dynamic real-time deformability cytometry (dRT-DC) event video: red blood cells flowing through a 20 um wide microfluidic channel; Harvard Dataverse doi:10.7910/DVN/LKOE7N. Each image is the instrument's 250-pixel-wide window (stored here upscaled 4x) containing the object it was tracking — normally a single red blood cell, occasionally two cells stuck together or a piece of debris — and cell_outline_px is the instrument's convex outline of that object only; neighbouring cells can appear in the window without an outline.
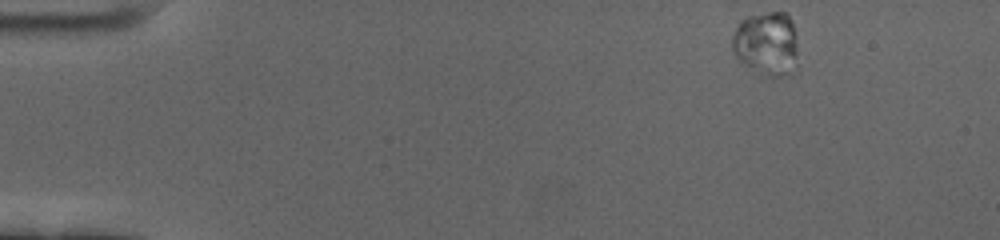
{"species": "human", "species_latin": "Homo sapiens", "temperature_condition": "cold", "stored_images_in_passage": 56, "camera_frame_rate_fps": 3000, "um_per_image_px": 0.085, "donor": {"sex": "female"}, "frame": {"image": 1, "passage_image": 1, "time_ms": 0.0, "image_size_px": [1000, 240], "cell_outline_px": [[796, 64], [792, 76], [772, 80], [760, 76], [744, 64], [736, 56], [732, 48], [732, 36], [740, 20], [744, 16], [768, 12], [788, 12], [792, 20], [796, 32]], "centroid_in_image_um": [65.18, 3.76], "position_along_channel_um": 19.8, "area_um2": 25.61}}
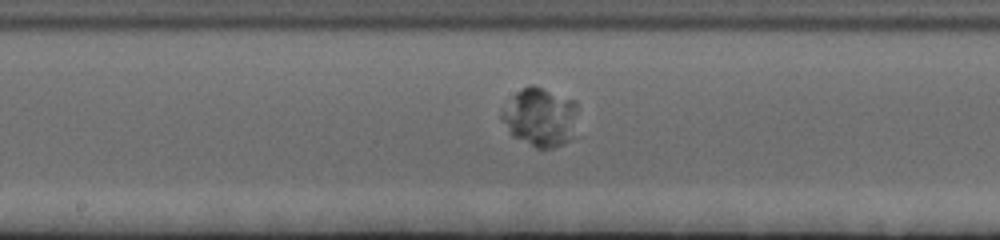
{"frame": {"image": 2, "passage_image": 27, "time_ms": 8.667, "image_size_px": [1000, 240], "cell_outline_px": [[576, 112], [572, 136], [568, 140], [552, 148], [536, 148], [512, 136], [500, 116], [516, 96], [528, 84], [532, 84], [576, 100]], "centroid_in_image_um": [45.95, 9.97], "position_along_channel_um": 202.3, "area_um2": 25.14}}
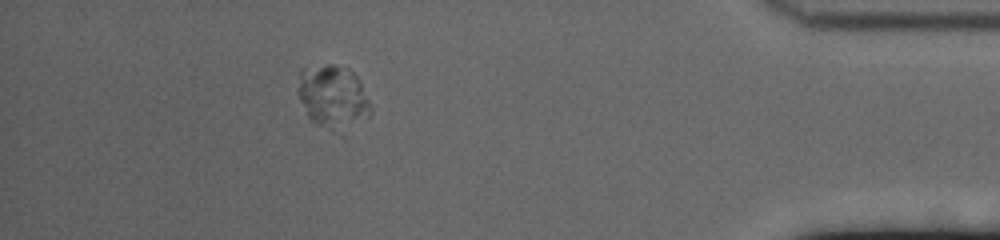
{"frame": {"image": 3, "passage_image": 49, "time_ms": 16.0, "image_size_px": [1000, 240], "cell_outline_px": [[372, 116], [332, 132], [316, 124], [308, 116], [296, 92], [300, 68], [328, 64], [332, 64], [348, 68], [356, 76], [372, 108]], "centroid_in_image_um": [28.26, 8.2], "position_along_channel_um": 406.9, "area_um2": 26.65}, "authors_computed_cell_mechanics": {"area_um2": 24.854, "velocity_mm_per_s": 3.3531, "shape_relaxation_time_tau1_ms": 0.7937, "shape_relaxation_time_tau2_ms": null, "deformation_change_tau1": 0.0178, "deformation_change_tau2": null}}